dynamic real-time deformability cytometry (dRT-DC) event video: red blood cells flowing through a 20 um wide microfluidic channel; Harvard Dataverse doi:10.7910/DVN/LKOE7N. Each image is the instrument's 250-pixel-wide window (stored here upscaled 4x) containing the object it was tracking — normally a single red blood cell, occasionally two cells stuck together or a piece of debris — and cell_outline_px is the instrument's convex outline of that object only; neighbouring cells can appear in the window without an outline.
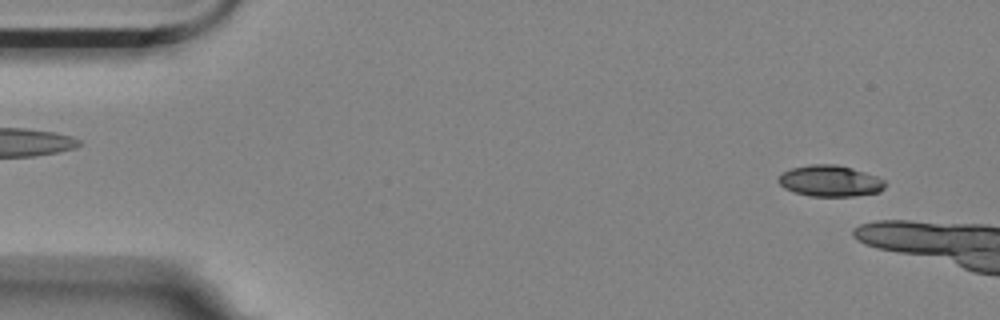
{"species": "Egyptian fruit bat (a non-hibernating species)", "species_latin": "Rousettus aegyptiacus", "temperature_condition": "room temperature", "stored_images_in_passage": 3, "camera_frame_rate_fps": 3000, "um_per_image_px": 0.085, "animal": {"sex": "female"}, "frame": {"image": 1, "passage_image": 2, "time_ms": 0.333, "image_size_px": [1000, 320], "cell_outline_px": [[884, 188], [880, 192], [852, 196], [808, 196], [792, 192], [784, 188], [776, 180], [780, 172], [792, 168], [808, 164], [836, 164], [852, 168], [876, 176], [884, 180]], "centroid_in_image_um": [70.49, 15.38], "position_along_channel_um": 14.5, "area_um2": 19.59}}